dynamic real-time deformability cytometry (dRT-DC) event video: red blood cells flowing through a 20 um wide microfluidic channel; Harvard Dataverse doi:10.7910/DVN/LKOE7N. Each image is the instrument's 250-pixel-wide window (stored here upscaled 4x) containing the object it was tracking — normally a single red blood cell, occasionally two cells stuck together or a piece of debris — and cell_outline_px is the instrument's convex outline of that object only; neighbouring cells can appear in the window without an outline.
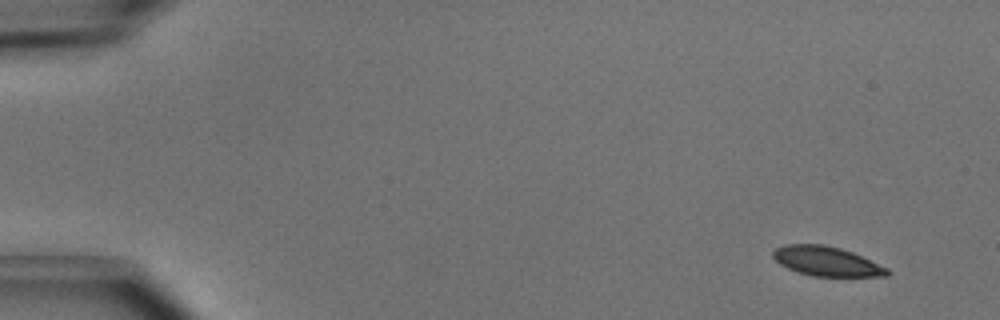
{"species": "common noctule bat (a hibernating species)", "species_latin": "Nyctalus noctula", "temperature_condition": "cold", "stored_images_in_passage": 7, "camera_frame_rate_fps": 3000, "um_per_image_px": 0.085, "animal": {"sex": "male", "body_mass_g": 15.6}, "frame": {"image": 1, "passage_image": 1, "time_ms": 0.0, "image_size_px": [1000, 320], "cell_outline_px": [[892, 272], [888, 276], [812, 276], [796, 272], [780, 264], [772, 256], [772, 252], [776, 248], [784, 244], [824, 244], [840, 248], [852, 252], [888, 268]], "centroid_in_image_um": [70.25, 22.21], "position_along_channel_um": 14.7, "area_um2": 19.65}}
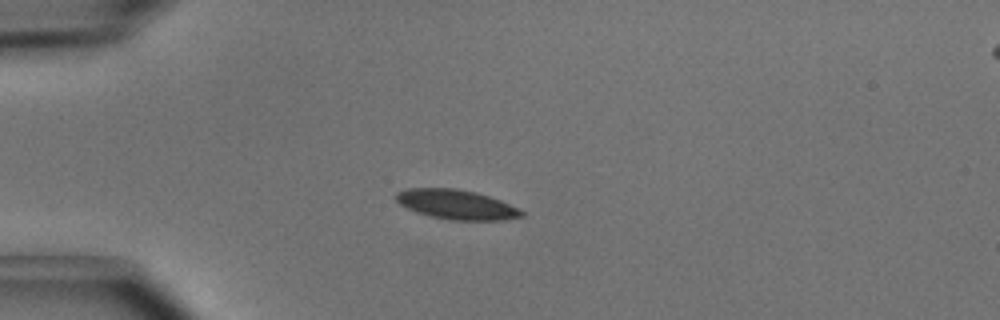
{"frame": {"image": 2, "passage_image": 4, "time_ms": 1.0, "image_size_px": [1000, 320], "cell_outline_px": [[524, 216], [504, 220], [448, 220], [416, 212], [400, 204], [396, 200], [396, 192], [408, 188], [456, 188], [476, 192], [500, 200], [520, 208], [524, 212]], "centroid_in_image_um": [38.82, 17.38], "position_along_channel_um": 46.2, "area_um2": 21.68}}
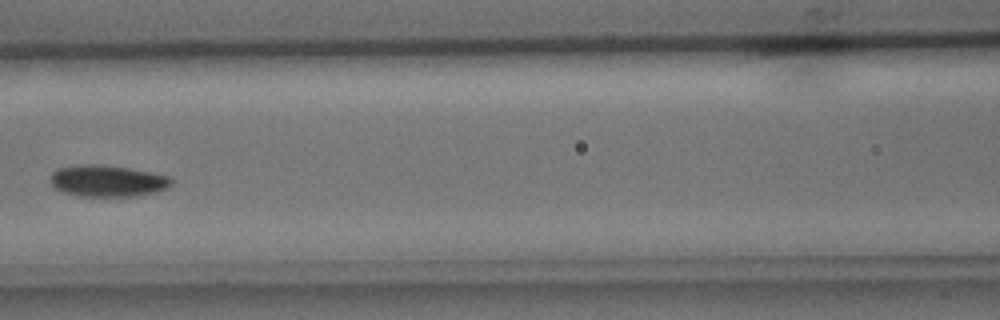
{"frame": {"image": 3, "passage_image": 7, "time_ms": 2.0, "image_size_px": [1000, 320], "cell_outline_px": [[172, 184], [156, 192], [136, 196], [80, 196], [64, 192], [56, 188], [48, 180], [48, 176], [56, 168], [80, 164], [96, 164], [128, 168], [152, 172], [168, 176], [172, 180]], "centroid_in_image_um": [9.08, 15.37], "position_along_channel_um": 157.5, "area_um2": 22.31}}